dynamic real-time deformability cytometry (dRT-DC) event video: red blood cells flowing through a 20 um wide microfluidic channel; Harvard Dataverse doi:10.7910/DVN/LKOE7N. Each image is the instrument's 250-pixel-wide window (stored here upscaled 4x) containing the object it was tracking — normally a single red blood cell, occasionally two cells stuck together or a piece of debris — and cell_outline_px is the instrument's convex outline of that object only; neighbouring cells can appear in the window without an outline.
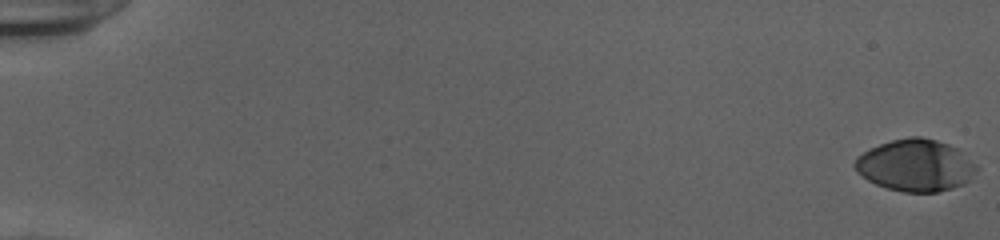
{"species": "human", "species_latin": "Homo sapiens", "temperature_condition": "cold", "stored_images_in_passage": 55, "camera_frame_rate_fps": 3000, "um_per_image_px": 0.085, "donor": {"sex": "female"}, "frame": {"image": 1, "passage_image": 1, "time_ms": 0.0, "image_size_px": [1000, 240], "cell_outline_px": [[980, 168], [964, 184], [952, 188], [936, 192], [904, 192], [888, 188], [876, 184], [868, 180], [856, 172], [852, 164], [856, 156], [880, 144], [892, 140], [908, 136], [920, 136], [936, 140], [948, 144], [956, 148], [976, 164]], "centroid_in_image_um": [77.8, 14.05], "position_along_channel_um": 7.2, "area_um2": 36.82}}
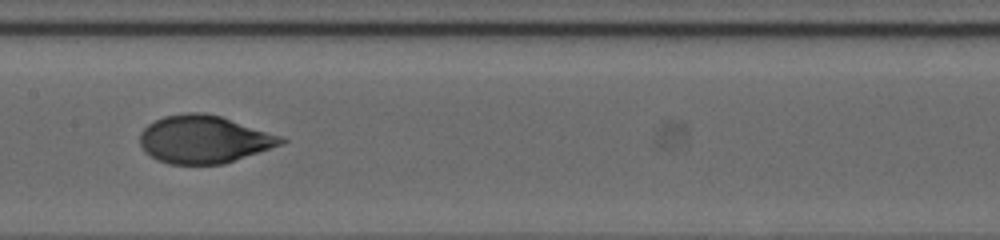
{"frame": {"image": 2, "passage_image": 30, "time_ms": 9.667, "image_size_px": [1000, 240], "cell_outline_px": [[288, 140], [284, 144], [224, 164], [168, 164], [144, 152], [140, 144], [140, 132], [148, 124], [164, 116], [188, 112], [204, 112], [220, 116], [280, 136]], "centroid_in_image_um": [17.33, 11.85], "position_along_channel_um": 190.1, "area_um2": 39.13}}
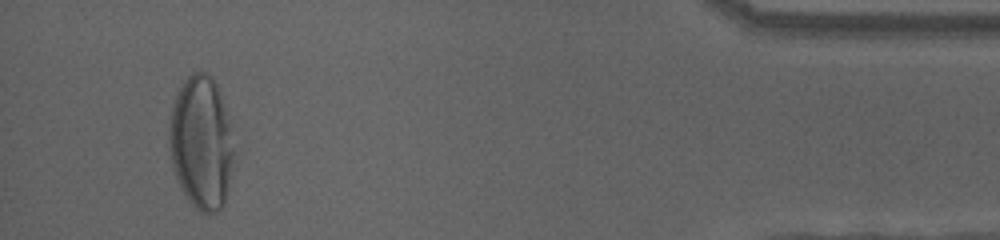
{"frame": {"image": 3, "passage_image": 52, "time_ms": 17.0, "image_size_px": [1000, 240], "cell_outline_px": [[240, 152], [224, 204], [216, 212], [200, 212], [188, 200], [180, 188], [176, 180], [172, 164], [168, 140], [168, 136], [172, 108], [176, 96], [184, 80], [192, 72], [208, 72], [212, 76], [216, 84]], "centroid_in_image_um": [17.18, 12.18], "position_along_channel_um": 418.0, "area_um2": 51.67}, "authors_computed_cell_mechanics": {"area_um2": 38.8416, "velocity_mm_per_s": 3.9058, "shape_relaxation_time_tau1_ms": 4.6316, "shape_relaxation_time_tau2_ms": null, "deformation_change_tau1": 0.2311, "deformation_change_tau2": null}}